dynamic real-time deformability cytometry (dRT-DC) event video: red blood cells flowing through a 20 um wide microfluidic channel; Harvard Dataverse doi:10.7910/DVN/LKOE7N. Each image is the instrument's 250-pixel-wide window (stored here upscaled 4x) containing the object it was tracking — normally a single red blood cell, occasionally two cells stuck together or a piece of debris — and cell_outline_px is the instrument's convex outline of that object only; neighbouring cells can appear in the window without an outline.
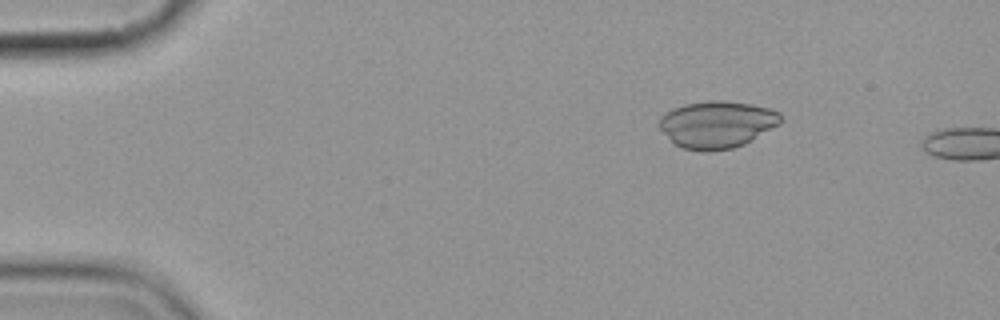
{"species": "common noctule bat (a hibernating species)", "species_latin": "Nyctalus noctula", "temperature_condition": "cold", "stored_images_in_passage": 2, "camera_frame_rate_fps": 3000, "um_per_image_px": 0.085, "animal": {"sex": "female", "body_mass_g": 19.9}, "frame": {"image": 1, "passage_image": 1, "time_ms": 0.0, "image_size_px": [1000, 320], "cell_outline_px": [[784, 120], [780, 124], [744, 144], [732, 148], [708, 152], [704, 152], [684, 148], [676, 144], [660, 128], [660, 116], [664, 112], [672, 108], [684, 104], [712, 100], [720, 100], [752, 104], [768, 108], [780, 112], [784, 116]], "centroid_in_image_um": [60.98, 10.56], "position_along_channel_um": 24.0, "area_um2": 33.35}}